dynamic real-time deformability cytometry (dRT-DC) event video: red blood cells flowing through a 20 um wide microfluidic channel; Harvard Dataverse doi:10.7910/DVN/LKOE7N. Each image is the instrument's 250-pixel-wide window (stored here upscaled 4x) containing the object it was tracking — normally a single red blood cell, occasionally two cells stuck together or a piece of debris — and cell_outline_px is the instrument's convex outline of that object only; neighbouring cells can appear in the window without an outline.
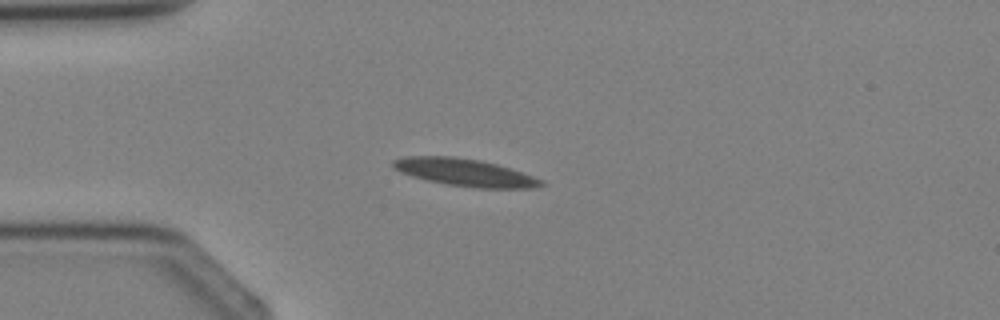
{"species": "Egyptian fruit bat (a non-hibernating species)", "species_latin": "Rousettus aegyptiacus", "temperature_condition": "cold", "stored_images_in_passage": 2, "camera_frame_rate_fps": 3000, "um_per_image_px": 0.085, "animal": {"sex": "female"}, "frame": {"image": 1, "passage_image": 2, "time_ms": 1.0, "image_size_px": [1000, 320], "cell_outline_px": [[544, 184], [532, 188], [476, 188], [448, 184], [428, 180], [412, 176], [400, 172], [392, 168], [392, 160], [404, 156], [452, 156], [480, 160], [496, 164], [544, 180]], "centroid_in_image_um": [39.46, 14.65], "position_along_channel_um": 45.5, "area_um2": 23.47}}